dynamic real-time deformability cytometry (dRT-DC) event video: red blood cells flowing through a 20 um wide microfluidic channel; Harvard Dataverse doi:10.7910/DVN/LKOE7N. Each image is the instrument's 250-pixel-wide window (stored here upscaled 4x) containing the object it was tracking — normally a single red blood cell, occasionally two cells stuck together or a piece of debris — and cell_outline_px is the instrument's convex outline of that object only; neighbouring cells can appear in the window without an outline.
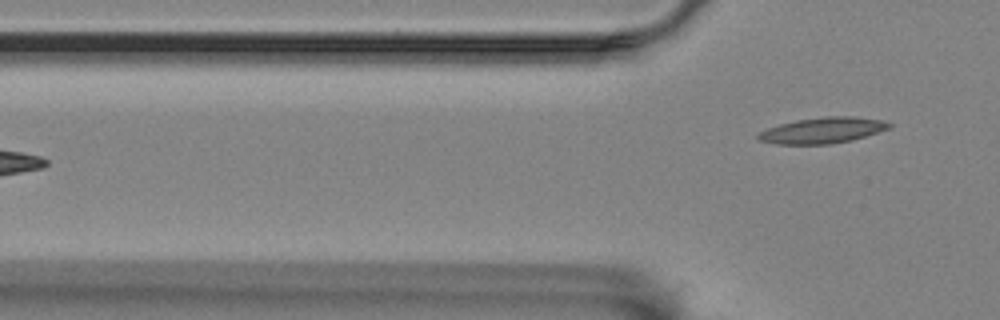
{"species": "Egyptian fruit bat (a non-hibernating species)", "species_latin": "Rousettus aegyptiacus", "temperature_condition": "room temperature", "stored_images_in_passage": 2, "camera_frame_rate_fps": 3000, "um_per_image_px": 0.085, "animal": {"sex": "female"}, "frame": {"image": 1, "passage_image": 2, "time_ms": 1.667, "image_size_px": [1000, 320], "cell_outline_px": [[892, 128], [852, 140], [832, 144], [776, 144], [756, 140], [756, 132], [780, 124], [796, 120], [824, 116], [856, 116], [884, 120], [892, 124]], "centroid_in_image_um": [69.92, 11.08], "position_along_channel_um": 55.9, "area_um2": 20.11}}